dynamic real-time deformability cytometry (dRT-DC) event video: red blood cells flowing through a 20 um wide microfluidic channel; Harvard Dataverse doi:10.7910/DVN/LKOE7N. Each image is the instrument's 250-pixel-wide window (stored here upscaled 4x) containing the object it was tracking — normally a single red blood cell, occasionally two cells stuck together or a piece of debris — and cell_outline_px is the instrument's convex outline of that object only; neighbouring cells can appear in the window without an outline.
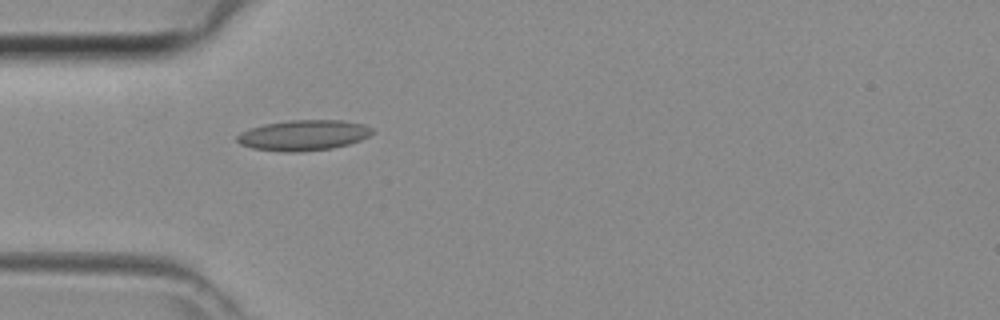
{"species": "common noctule bat (a hibernating species)", "species_latin": "Nyctalus noctula", "temperature_condition": "room temperature", "stored_images_in_passage": 34, "camera_frame_rate_fps": 3000, "um_per_image_px": 0.085, "animal": {"sex": "female", "body_mass_g": 29.2, "forearm_length_mm": 56.3}, "frame": {"image": 1, "passage_image": 3, "time_ms": 0.667, "image_size_px": [1000, 320], "cell_outline_px": [[376, 132], [360, 140], [348, 144], [332, 148], [296, 152], [284, 152], [252, 148], [240, 144], [236, 140], [236, 136], [240, 132], [264, 124], [288, 120], [344, 120], [364, 124], [372, 128]], "centroid_in_image_um": [25.81, 11.49], "position_along_channel_um": 59.2, "area_um2": 24.1}}
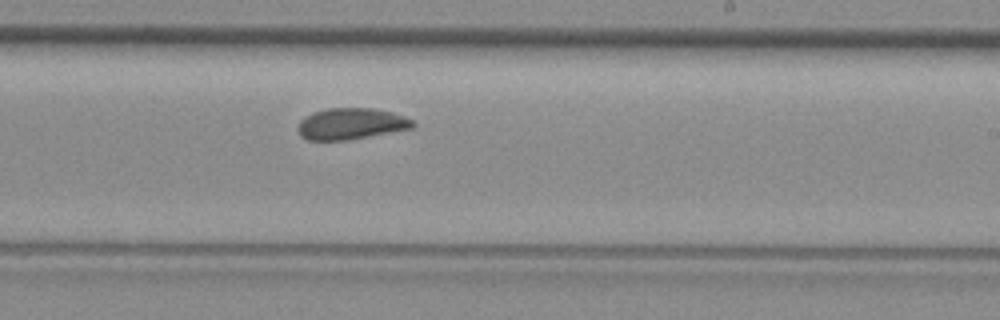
{"frame": {"image": 2, "passage_image": 16, "time_ms": 5.0, "image_size_px": [1000, 320], "cell_outline_px": [[416, 124], [412, 128], [368, 136], [344, 140], [308, 140], [300, 136], [296, 128], [300, 120], [304, 116], [312, 112], [328, 108], [372, 108], [392, 112], [404, 116], [412, 120]], "centroid_in_image_um": [29.79, 10.51], "position_along_channel_um": 259.2, "area_um2": 20.98}}
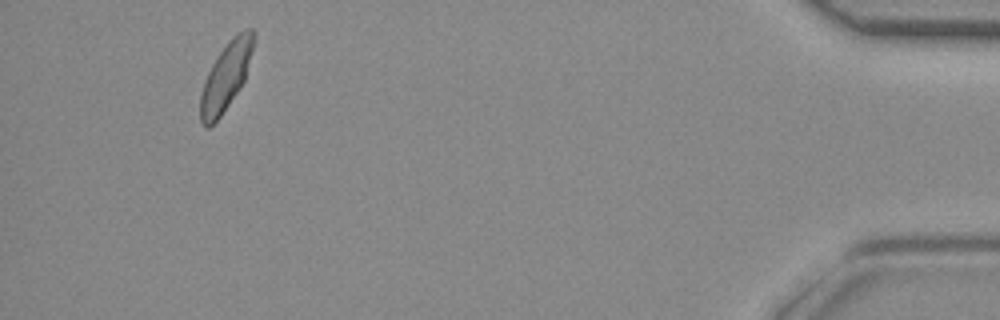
{"frame": {"image": 3, "passage_image": 31, "time_ms": 10.0, "image_size_px": [1000, 320], "cell_outline_px": [[252, 48], [244, 80], [240, 88], [220, 116], [208, 128], [204, 128], [200, 124], [200, 96], [208, 72], [212, 64], [220, 52], [244, 28], [252, 28]], "centroid_in_image_um": [19.15, 6.59], "position_along_channel_um": 416.0, "area_um2": 20.06}}